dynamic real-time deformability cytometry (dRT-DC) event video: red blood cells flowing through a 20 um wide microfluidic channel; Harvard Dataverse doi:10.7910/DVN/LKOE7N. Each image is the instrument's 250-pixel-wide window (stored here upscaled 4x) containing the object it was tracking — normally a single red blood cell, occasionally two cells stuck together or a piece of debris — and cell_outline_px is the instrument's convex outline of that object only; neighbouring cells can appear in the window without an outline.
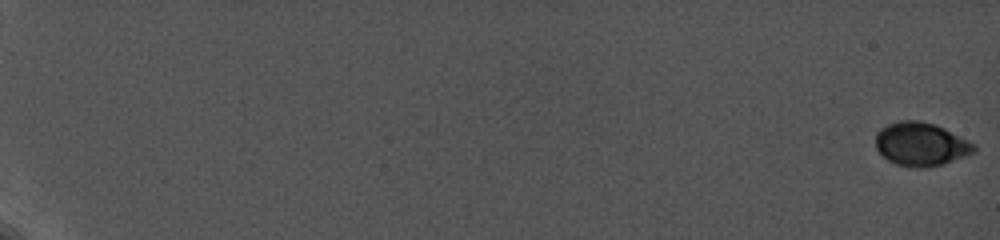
{"species": "common noctule bat (a hibernating species)", "species_latin": "Nyctalus noctula", "temperature_condition": "cold", "stored_images_in_passage": 11, "camera_frame_rate_fps": 5000, "um_per_image_px": 0.085, "animal": {"sex": "female", "body_mass_g": 19.0, "forearm_length_mm": 56.7}, "frame": {"image": 1, "passage_image": 1, "time_ms": 0.0, "image_size_px": [1000, 240], "cell_outline_px": [[976, 152], [940, 164], [924, 168], [912, 168], [896, 164], [888, 160], [876, 148], [876, 132], [880, 128], [888, 124], [900, 120], [916, 120], [932, 124], [944, 128], [976, 144]], "centroid_in_image_um": [78.26, 12.25], "position_along_channel_um": 6.7, "area_um2": 24.8}}
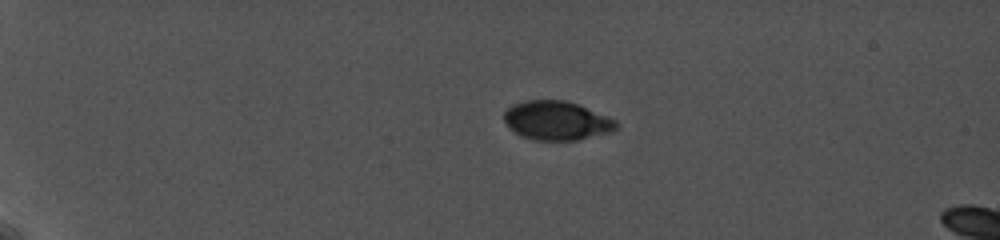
{"frame": {"image": 2, "passage_image": 8, "time_ms": 5.4, "image_size_px": [1000, 240], "cell_outline_px": [[620, 124], [612, 132], [576, 140], [532, 140], [520, 136], [504, 120], [504, 112], [512, 104], [524, 100], [564, 100], [576, 104], [616, 120]], "centroid_in_image_um": [47.31, 10.25], "position_along_channel_um": 37.7, "area_um2": 25.32}}